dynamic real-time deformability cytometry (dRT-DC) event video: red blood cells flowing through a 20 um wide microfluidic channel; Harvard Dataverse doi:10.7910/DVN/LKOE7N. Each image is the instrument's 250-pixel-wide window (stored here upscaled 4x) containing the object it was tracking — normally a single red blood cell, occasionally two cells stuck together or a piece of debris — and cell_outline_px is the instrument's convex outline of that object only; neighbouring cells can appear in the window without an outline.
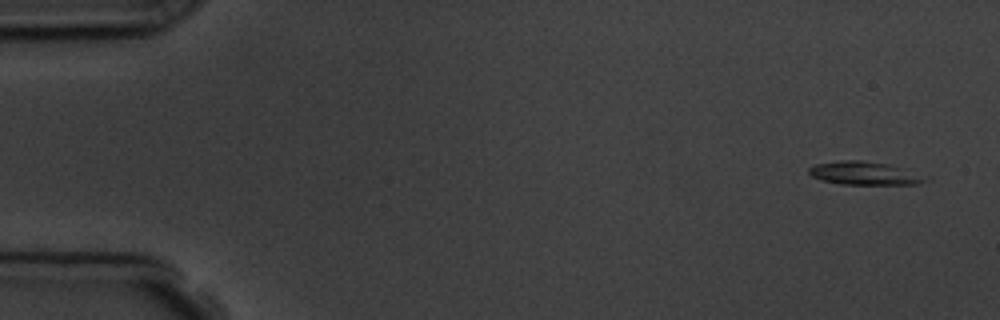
{"species": "common noctule bat (a hibernating species)", "species_latin": "Nyctalus noctula", "temperature_condition": "room temperature", "stored_images_in_passage": 4, "camera_frame_rate_fps": 3000, "um_per_image_px": 0.085, "animal": {"sex": "male", "body_mass_g": 19.5, "forearm_length_mm": 54.6}, "frame": {"image": 1, "passage_image": 1, "time_ms": 0.0, "image_size_px": [1000, 320], "cell_outline_px": [[932, 176], [928, 180], [920, 184], [840, 184], [824, 180], [812, 176], [808, 172], [808, 168], [816, 164], [844, 160], [864, 160], [888, 164]], "centroid_in_image_um": [73.58, 14.72], "position_along_channel_um": 11.4, "area_um2": 15.9}}
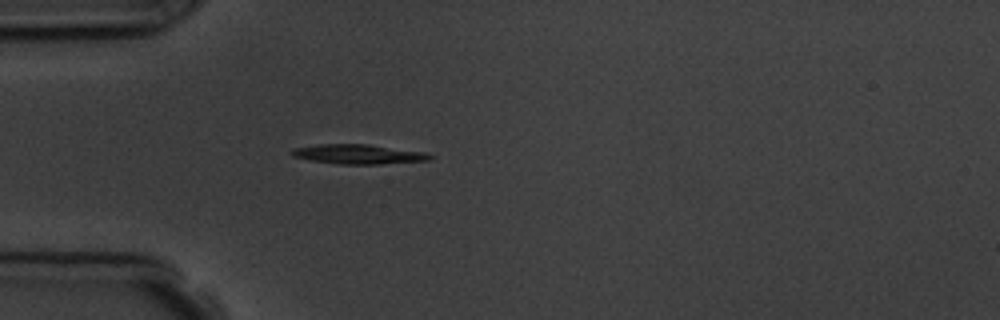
{"frame": {"image": 2, "passage_image": 4, "time_ms": 4.333, "image_size_px": [1000, 320], "cell_outline_px": [[432, 156], [428, 160], [380, 164], [340, 164], [312, 160], [292, 156], [288, 152], [292, 148], [316, 144], [368, 144], [424, 152]], "centroid_in_image_um": [30.38, 13.09], "position_along_channel_um": 54.6, "area_um2": 15.66}}